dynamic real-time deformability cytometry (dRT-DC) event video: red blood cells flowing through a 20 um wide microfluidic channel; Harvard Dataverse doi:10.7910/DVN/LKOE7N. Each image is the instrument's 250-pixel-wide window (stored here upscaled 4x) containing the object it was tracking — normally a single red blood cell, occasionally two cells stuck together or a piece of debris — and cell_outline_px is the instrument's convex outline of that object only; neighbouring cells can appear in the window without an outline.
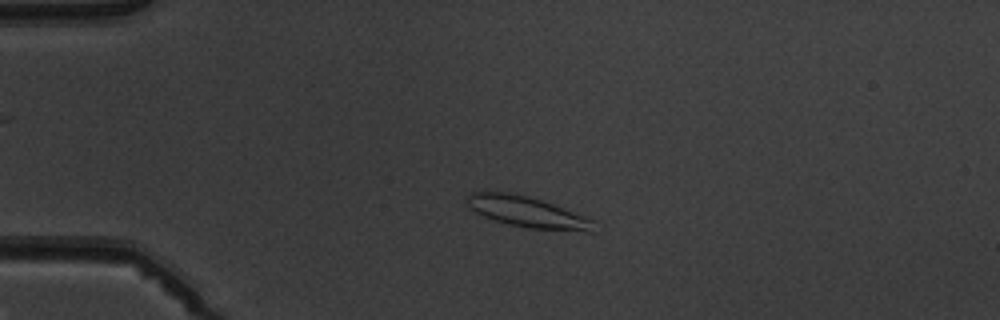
{"species": "common noctule bat (a hibernating species)", "species_latin": "Nyctalus noctula", "temperature_condition": "warm", "stored_images_in_passage": 4, "camera_frame_rate_fps": 3000, "um_per_image_px": 0.085, "animal": {"sex": "male", "body_mass_g": 19.5, "forearm_length_mm": 54.6}, "frame": {"image": 1, "passage_image": 2, "time_ms": 1.333, "image_size_px": [1000, 320], "cell_outline_px": [[596, 232], [588, 232], [528, 228], [508, 224], [484, 216], [476, 212], [464, 200], [472, 192], [504, 192], [528, 196], [588, 216], [592, 220]], "centroid_in_image_um": [44.88, 18.04], "position_along_channel_um": 40.1, "area_um2": 22.66}}
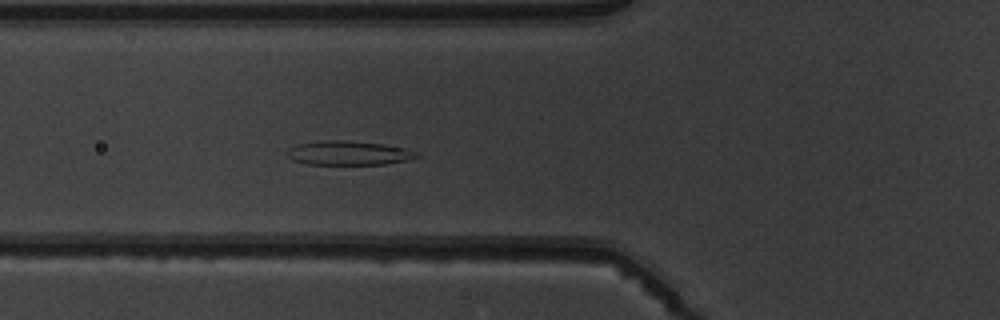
{"frame": {"image": 2, "passage_image": 4, "time_ms": 3.667, "image_size_px": [1000, 320], "cell_outline_px": [[420, 156], [408, 160], [384, 164], [308, 164], [292, 160], [288, 156], [288, 148], [296, 144], [320, 140], [344, 140], [384, 144], [404, 148], [416, 152]], "centroid_in_image_um": [29.6, 13.0], "position_along_channel_um": 96.2, "area_um2": 18.21}}